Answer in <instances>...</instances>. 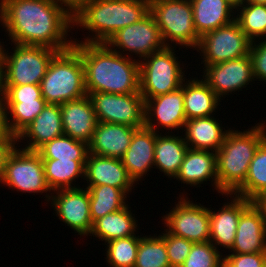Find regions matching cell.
<instances>
[{
	"label": "cell",
	"mask_w": 266,
	"mask_h": 267,
	"mask_svg": "<svg viewBox=\"0 0 266 267\" xmlns=\"http://www.w3.org/2000/svg\"><path fill=\"white\" fill-rule=\"evenodd\" d=\"M1 26L6 41L15 44L58 52L74 44L73 18L52 0H0Z\"/></svg>",
	"instance_id": "6da1fadb"
},
{
	"label": "cell",
	"mask_w": 266,
	"mask_h": 267,
	"mask_svg": "<svg viewBox=\"0 0 266 267\" xmlns=\"http://www.w3.org/2000/svg\"><path fill=\"white\" fill-rule=\"evenodd\" d=\"M84 66L87 95L96 92L113 94L140 93V65L106 43H74Z\"/></svg>",
	"instance_id": "7a4b0ae2"
},
{
	"label": "cell",
	"mask_w": 266,
	"mask_h": 267,
	"mask_svg": "<svg viewBox=\"0 0 266 267\" xmlns=\"http://www.w3.org/2000/svg\"><path fill=\"white\" fill-rule=\"evenodd\" d=\"M149 12V0H92L73 17V30L77 31L73 34L79 29L81 32L87 30L88 34L83 40L76 34L73 41L106 43L118 30L141 20Z\"/></svg>",
	"instance_id": "3957f363"
},
{
	"label": "cell",
	"mask_w": 266,
	"mask_h": 267,
	"mask_svg": "<svg viewBox=\"0 0 266 267\" xmlns=\"http://www.w3.org/2000/svg\"><path fill=\"white\" fill-rule=\"evenodd\" d=\"M261 120L243 131L233 125L216 152L219 196L233 194L244 183L254 154L266 139V122Z\"/></svg>",
	"instance_id": "277c9868"
},
{
	"label": "cell",
	"mask_w": 266,
	"mask_h": 267,
	"mask_svg": "<svg viewBox=\"0 0 266 267\" xmlns=\"http://www.w3.org/2000/svg\"><path fill=\"white\" fill-rule=\"evenodd\" d=\"M40 86L47 104L61 105L87 95L83 62L73 46L53 56Z\"/></svg>",
	"instance_id": "5b68a950"
},
{
	"label": "cell",
	"mask_w": 266,
	"mask_h": 267,
	"mask_svg": "<svg viewBox=\"0 0 266 267\" xmlns=\"http://www.w3.org/2000/svg\"><path fill=\"white\" fill-rule=\"evenodd\" d=\"M165 46L139 61L140 94L146 101L149 98L176 91L187 76V63L183 62L179 53L182 48ZM180 59V60H179ZM182 62V63H181ZM185 69V70H184ZM186 71V73H185Z\"/></svg>",
	"instance_id": "8992f818"
},
{
	"label": "cell",
	"mask_w": 266,
	"mask_h": 267,
	"mask_svg": "<svg viewBox=\"0 0 266 267\" xmlns=\"http://www.w3.org/2000/svg\"><path fill=\"white\" fill-rule=\"evenodd\" d=\"M150 13L165 46L193 49L199 45L190 0H149Z\"/></svg>",
	"instance_id": "52a82bcc"
},
{
	"label": "cell",
	"mask_w": 266,
	"mask_h": 267,
	"mask_svg": "<svg viewBox=\"0 0 266 267\" xmlns=\"http://www.w3.org/2000/svg\"><path fill=\"white\" fill-rule=\"evenodd\" d=\"M3 41V38L0 39L4 85L40 84L58 51L44 46L6 44Z\"/></svg>",
	"instance_id": "ba28073f"
},
{
	"label": "cell",
	"mask_w": 266,
	"mask_h": 267,
	"mask_svg": "<svg viewBox=\"0 0 266 267\" xmlns=\"http://www.w3.org/2000/svg\"><path fill=\"white\" fill-rule=\"evenodd\" d=\"M8 187L12 192L29 195H45L44 204H48L52 191L47 185L44 166L36 151H28L16 146L6 160L4 175L0 187ZM14 189V190H13ZM46 201V202H45Z\"/></svg>",
	"instance_id": "9c48e42d"
},
{
	"label": "cell",
	"mask_w": 266,
	"mask_h": 267,
	"mask_svg": "<svg viewBox=\"0 0 266 267\" xmlns=\"http://www.w3.org/2000/svg\"><path fill=\"white\" fill-rule=\"evenodd\" d=\"M172 207L165 211L162 217L164 229L179 237L194 243L210 241V216L209 207L188 196H175ZM174 204V206H173ZM170 210V211H169Z\"/></svg>",
	"instance_id": "30bf717a"
},
{
	"label": "cell",
	"mask_w": 266,
	"mask_h": 267,
	"mask_svg": "<svg viewBox=\"0 0 266 267\" xmlns=\"http://www.w3.org/2000/svg\"><path fill=\"white\" fill-rule=\"evenodd\" d=\"M251 43L237 21L233 20L200 37L196 51L203 67L247 56Z\"/></svg>",
	"instance_id": "8fae6325"
},
{
	"label": "cell",
	"mask_w": 266,
	"mask_h": 267,
	"mask_svg": "<svg viewBox=\"0 0 266 267\" xmlns=\"http://www.w3.org/2000/svg\"><path fill=\"white\" fill-rule=\"evenodd\" d=\"M106 44L117 53L137 58L138 61L165 47L159 27L150 12L134 24L118 30Z\"/></svg>",
	"instance_id": "7c38bea8"
},
{
	"label": "cell",
	"mask_w": 266,
	"mask_h": 267,
	"mask_svg": "<svg viewBox=\"0 0 266 267\" xmlns=\"http://www.w3.org/2000/svg\"><path fill=\"white\" fill-rule=\"evenodd\" d=\"M98 122L124 124L142 128L145 125V100L140 93L113 94L96 92L89 95Z\"/></svg>",
	"instance_id": "4fadbf2b"
},
{
	"label": "cell",
	"mask_w": 266,
	"mask_h": 267,
	"mask_svg": "<svg viewBox=\"0 0 266 267\" xmlns=\"http://www.w3.org/2000/svg\"><path fill=\"white\" fill-rule=\"evenodd\" d=\"M200 76L221 99L232 96L245 88L251 89L255 83L250 55L213 65L201 67ZM251 85V88L249 86ZM233 93V94H232Z\"/></svg>",
	"instance_id": "5bb4252c"
},
{
	"label": "cell",
	"mask_w": 266,
	"mask_h": 267,
	"mask_svg": "<svg viewBox=\"0 0 266 267\" xmlns=\"http://www.w3.org/2000/svg\"><path fill=\"white\" fill-rule=\"evenodd\" d=\"M47 205L52 207L55 216L74 231V234L80 235V238L83 236L89 238L93 222L90 217V199L87 188L82 186L56 190L52 192Z\"/></svg>",
	"instance_id": "9a60e30c"
},
{
	"label": "cell",
	"mask_w": 266,
	"mask_h": 267,
	"mask_svg": "<svg viewBox=\"0 0 266 267\" xmlns=\"http://www.w3.org/2000/svg\"><path fill=\"white\" fill-rule=\"evenodd\" d=\"M186 121L184 111V82L176 91L158 95L145 101L144 126L156 133L176 132L181 134Z\"/></svg>",
	"instance_id": "2e32d148"
},
{
	"label": "cell",
	"mask_w": 266,
	"mask_h": 267,
	"mask_svg": "<svg viewBox=\"0 0 266 267\" xmlns=\"http://www.w3.org/2000/svg\"><path fill=\"white\" fill-rule=\"evenodd\" d=\"M225 196V198H224ZM227 202L217 208L209 207L210 242L222 253L229 251L235 241L236 229L241 213L252 203L245 198L234 194H224ZM230 198V199H229ZM217 209V210H216ZM224 251V252H223Z\"/></svg>",
	"instance_id": "e0dca14e"
},
{
	"label": "cell",
	"mask_w": 266,
	"mask_h": 267,
	"mask_svg": "<svg viewBox=\"0 0 266 267\" xmlns=\"http://www.w3.org/2000/svg\"><path fill=\"white\" fill-rule=\"evenodd\" d=\"M178 184H183V192L177 194L178 196H190L184 187L197 188L209 185L214 187L212 191L218 194V178L216 166V153L206 150H195L188 148L180 169L174 178ZM209 181V182H207ZM186 184V186H184ZM203 184V186H201ZM187 192V193H186Z\"/></svg>",
	"instance_id": "ac0fdd59"
},
{
	"label": "cell",
	"mask_w": 266,
	"mask_h": 267,
	"mask_svg": "<svg viewBox=\"0 0 266 267\" xmlns=\"http://www.w3.org/2000/svg\"><path fill=\"white\" fill-rule=\"evenodd\" d=\"M83 186L110 185L123 190L128 196L133 193L136 184L129 177L122 159L104 157L88 153Z\"/></svg>",
	"instance_id": "d6986e66"
},
{
	"label": "cell",
	"mask_w": 266,
	"mask_h": 267,
	"mask_svg": "<svg viewBox=\"0 0 266 267\" xmlns=\"http://www.w3.org/2000/svg\"><path fill=\"white\" fill-rule=\"evenodd\" d=\"M155 143V131L145 126L139 128L134 132L130 145L122 158L129 177L136 185H139L140 182L142 184L145 177L150 175L149 173L154 169Z\"/></svg>",
	"instance_id": "ffe728a7"
},
{
	"label": "cell",
	"mask_w": 266,
	"mask_h": 267,
	"mask_svg": "<svg viewBox=\"0 0 266 267\" xmlns=\"http://www.w3.org/2000/svg\"><path fill=\"white\" fill-rule=\"evenodd\" d=\"M228 253L266 252V217L252 202L240 215L235 241Z\"/></svg>",
	"instance_id": "44dd1931"
},
{
	"label": "cell",
	"mask_w": 266,
	"mask_h": 267,
	"mask_svg": "<svg viewBox=\"0 0 266 267\" xmlns=\"http://www.w3.org/2000/svg\"><path fill=\"white\" fill-rule=\"evenodd\" d=\"M63 134L60 105L47 104L43 111L16 136L17 146L28 151H36L44 143Z\"/></svg>",
	"instance_id": "7402d4cb"
},
{
	"label": "cell",
	"mask_w": 266,
	"mask_h": 267,
	"mask_svg": "<svg viewBox=\"0 0 266 267\" xmlns=\"http://www.w3.org/2000/svg\"><path fill=\"white\" fill-rule=\"evenodd\" d=\"M64 134L87 144L98 123L89 95L60 105Z\"/></svg>",
	"instance_id": "603a6c76"
},
{
	"label": "cell",
	"mask_w": 266,
	"mask_h": 267,
	"mask_svg": "<svg viewBox=\"0 0 266 267\" xmlns=\"http://www.w3.org/2000/svg\"><path fill=\"white\" fill-rule=\"evenodd\" d=\"M219 119L216 115H213L187 120L182 135L188 147L216 153L225 141L226 135L232 129L231 126L229 128L228 125H223L222 119Z\"/></svg>",
	"instance_id": "cb8c5ba5"
},
{
	"label": "cell",
	"mask_w": 266,
	"mask_h": 267,
	"mask_svg": "<svg viewBox=\"0 0 266 267\" xmlns=\"http://www.w3.org/2000/svg\"><path fill=\"white\" fill-rule=\"evenodd\" d=\"M138 128L124 124L98 122L88 143L91 154L122 159Z\"/></svg>",
	"instance_id": "d4e9b609"
},
{
	"label": "cell",
	"mask_w": 266,
	"mask_h": 267,
	"mask_svg": "<svg viewBox=\"0 0 266 267\" xmlns=\"http://www.w3.org/2000/svg\"><path fill=\"white\" fill-rule=\"evenodd\" d=\"M184 81V111L187 120L217 115L223 102L197 73ZM199 75V78H198Z\"/></svg>",
	"instance_id": "484cf974"
},
{
	"label": "cell",
	"mask_w": 266,
	"mask_h": 267,
	"mask_svg": "<svg viewBox=\"0 0 266 267\" xmlns=\"http://www.w3.org/2000/svg\"><path fill=\"white\" fill-rule=\"evenodd\" d=\"M188 145L179 133H156L154 169L163 177L174 180L184 160Z\"/></svg>",
	"instance_id": "4316f807"
},
{
	"label": "cell",
	"mask_w": 266,
	"mask_h": 267,
	"mask_svg": "<svg viewBox=\"0 0 266 267\" xmlns=\"http://www.w3.org/2000/svg\"><path fill=\"white\" fill-rule=\"evenodd\" d=\"M131 203L121 210L109 213L102 218H99L93 223V228L89 236L90 239L95 237L99 239L103 245L108 241L118 238H125L139 234L140 223L135 217V210L131 208ZM139 223V224H138ZM98 238V239H97Z\"/></svg>",
	"instance_id": "83f0119b"
},
{
	"label": "cell",
	"mask_w": 266,
	"mask_h": 267,
	"mask_svg": "<svg viewBox=\"0 0 266 267\" xmlns=\"http://www.w3.org/2000/svg\"><path fill=\"white\" fill-rule=\"evenodd\" d=\"M196 32L202 37L207 32L235 20V8L227 0H190Z\"/></svg>",
	"instance_id": "f1b7e54d"
},
{
	"label": "cell",
	"mask_w": 266,
	"mask_h": 267,
	"mask_svg": "<svg viewBox=\"0 0 266 267\" xmlns=\"http://www.w3.org/2000/svg\"><path fill=\"white\" fill-rule=\"evenodd\" d=\"M42 162L45 179L52 192L79 188V184L84 182L86 160L42 159Z\"/></svg>",
	"instance_id": "f546056e"
},
{
	"label": "cell",
	"mask_w": 266,
	"mask_h": 267,
	"mask_svg": "<svg viewBox=\"0 0 266 267\" xmlns=\"http://www.w3.org/2000/svg\"><path fill=\"white\" fill-rule=\"evenodd\" d=\"M47 105L45 99L3 100L1 110L9 135L17 136Z\"/></svg>",
	"instance_id": "4dcf8cb0"
},
{
	"label": "cell",
	"mask_w": 266,
	"mask_h": 267,
	"mask_svg": "<svg viewBox=\"0 0 266 267\" xmlns=\"http://www.w3.org/2000/svg\"><path fill=\"white\" fill-rule=\"evenodd\" d=\"M88 189L90 217L94 223L105 215L123 209L129 204L130 196L123 190L110 186H83ZM129 200V201H128Z\"/></svg>",
	"instance_id": "1f68e13d"
},
{
	"label": "cell",
	"mask_w": 266,
	"mask_h": 267,
	"mask_svg": "<svg viewBox=\"0 0 266 267\" xmlns=\"http://www.w3.org/2000/svg\"><path fill=\"white\" fill-rule=\"evenodd\" d=\"M264 191H266V139L257 148L244 183L233 194L253 202Z\"/></svg>",
	"instance_id": "d6a6232c"
},
{
	"label": "cell",
	"mask_w": 266,
	"mask_h": 267,
	"mask_svg": "<svg viewBox=\"0 0 266 267\" xmlns=\"http://www.w3.org/2000/svg\"><path fill=\"white\" fill-rule=\"evenodd\" d=\"M36 152L41 159L86 160L88 144L65 134L44 143Z\"/></svg>",
	"instance_id": "836d02e7"
},
{
	"label": "cell",
	"mask_w": 266,
	"mask_h": 267,
	"mask_svg": "<svg viewBox=\"0 0 266 267\" xmlns=\"http://www.w3.org/2000/svg\"><path fill=\"white\" fill-rule=\"evenodd\" d=\"M235 20L252 42L266 39V4L243 3L235 9Z\"/></svg>",
	"instance_id": "e575fe53"
},
{
	"label": "cell",
	"mask_w": 266,
	"mask_h": 267,
	"mask_svg": "<svg viewBox=\"0 0 266 267\" xmlns=\"http://www.w3.org/2000/svg\"><path fill=\"white\" fill-rule=\"evenodd\" d=\"M134 267H171L164 237L159 233L142 234Z\"/></svg>",
	"instance_id": "d590c367"
},
{
	"label": "cell",
	"mask_w": 266,
	"mask_h": 267,
	"mask_svg": "<svg viewBox=\"0 0 266 267\" xmlns=\"http://www.w3.org/2000/svg\"><path fill=\"white\" fill-rule=\"evenodd\" d=\"M140 239L141 233L108 241L103 248L104 262L108 267H134Z\"/></svg>",
	"instance_id": "8d00e7d4"
},
{
	"label": "cell",
	"mask_w": 266,
	"mask_h": 267,
	"mask_svg": "<svg viewBox=\"0 0 266 267\" xmlns=\"http://www.w3.org/2000/svg\"><path fill=\"white\" fill-rule=\"evenodd\" d=\"M224 255L210 241L194 243L180 267H223Z\"/></svg>",
	"instance_id": "74e56055"
},
{
	"label": "cell",
	"mask_w": 266,
	"mask_h": 267,
	"mask_svg": "<svg viewBox=\"0 0 266 267\" xmlns=\"http://www.w3.org/2000/svg\"><path fill=\"white\" fill-rule=\"evenodd\" d=\"M161 230H159V232H161L160 234L164 237L170 266L180 267L189 255L194 242L183 237L172 235L163 229V227Z\"/></svg>",
	"instance_id": "f35d334b"
},
{
	"label": "cell",
	"mask_w": 266,
	"mask_h": 267,
	"mask_svg": "<svg viewBox=\"0 0 266 267\" xmlns=\"http://www.w3.org/2000/svg\"><path fill=\"white\" fill-rule=\"evenodd\" d=\"M249 55L252 60L253 75L257 85L264 81L263 85L266 86V39L252 42Z\"/></svg>",
	"instance_id": "ab89813d"
},
{
	"label": "cell",
	"mask_w": 266,
	"mask_h": 267,
	"mask_svg": "<svg viewBox=\"0 0 266 267\" xmlns=\"http://www.w3.org/2000/svg\"><path fill=\"white\" fill-rule=\"evenodd\" d=\"M266 252L260 253H225L223 267H264Z\"/></svg>",
	"instance_id": "60d3db41"
},
{
	"label": "cell",
	"mask_w": 266,
	"mask_h": 267,
	"mask_svg": "<svg viewBox=\"0 0 266 267\" xmlns=\"http://www.w3.org/2000/svg\"><path fill=\"white\" fill-rule=\"evenodd\" d=\"M42 97L40 84L4 85L3 100H35Z\"/></svg>",
	"instance_id": "b9f144b4"
},
{
	"label": "cell",
	"mask_w": 266,
	"mask_h": 267,
	"mask_svg": "<svg viewBox=\"0 0 266 267\" xmlns=\"http://www.w3.org/2000/svg\"><path fill=\"white\" fill-rule=\"evenodd\" d=\"M16 146V137L8 133L0 140V181L4 175L6 160Z\"/></svg>",
	"instance_id": "7bdbcfd3"
},
{
	"label": "cell",
	"mask_w": 266,
	"mask_h": 267,
	"mask_svg": "<svg viewBox=\"0 0 266 267\" xmlns=\"http://www.w3.org/2000/svg\"><path fill=\"white\" fill-rule=\"evenodd\" d=\"M63 8L72 18L77 15L92 0H52Z\"/></svg>",
	"instance_id": "ee69618b"
},
{
	"label": "cell",
	"mask_w": 266,
	"mask_h": 267,
	"mask_svg": "<svg viewBox=\"0 0 266 267\" xmlns=\"http://www.w3.org/2000/svg\"><path fill=\"white\" fill-rule=\"evenodd\" d=\"M253 203L261 210L262 214L266 217V191L259 195Z\"/></svg>",
	"instance_id": "f6af8a7d"
},
{
	"label": "cell",
	"mask_w": 266,
	"mask_h": 267,
	"mask_svg": "<svg viewBox=\"0 0 266 267\" xmlns=\"http://www.w3.org/2000/svg\"><path fill=\"white\" fill-rule=\"evenodd\" d=\"M4 99V77H3V61L0 50V108Z\"/></svg>",
	"instance_id": "bcb514c9"
},
{
	"label": "cell",
	"mask_w": 266,
	"mask_h": 267,
	"mask_svg": "<svg viewBox=\"0 0 266 267\" xmlns=\"http://www.w3.org/2000/svg\"><path fill=\"white\" fill-rule=\"evenodd\" d=\"M7 134L6 128H5V122H4V115L2 113V110L0 108V140Z\"/></svg>",
	"instance_id": "7dc6e473"
},
{
	"label": "cell",
	"mask_w": 266,
	"mask_h": 267,
	"mask_svg": "<svg viewBox=\"0 0 266 267\" xmlns=\"http://www.w3.org/2000/svg\"><path fill=\"white\" fill-rule=\"evenodd\" d=\"M235 9L243 4V0H227Z\"/></svg>",
	"instance_id": "c3c4849f"
},
{
	"label": "cell",
	"mask_w": 266,
	"mask_h": 267,
	"mask_svg": "<svg viewBox=\"0 0 266 267\" xmlns=\"http://www.w3.org/2000/svg\"><path fill=\"white\" fill-rule=\"evenodd\" d=\"M243 3L266 4V0H243Z\"/></svg>",
	"instance_id": "681fc988"
}]
</instances>
